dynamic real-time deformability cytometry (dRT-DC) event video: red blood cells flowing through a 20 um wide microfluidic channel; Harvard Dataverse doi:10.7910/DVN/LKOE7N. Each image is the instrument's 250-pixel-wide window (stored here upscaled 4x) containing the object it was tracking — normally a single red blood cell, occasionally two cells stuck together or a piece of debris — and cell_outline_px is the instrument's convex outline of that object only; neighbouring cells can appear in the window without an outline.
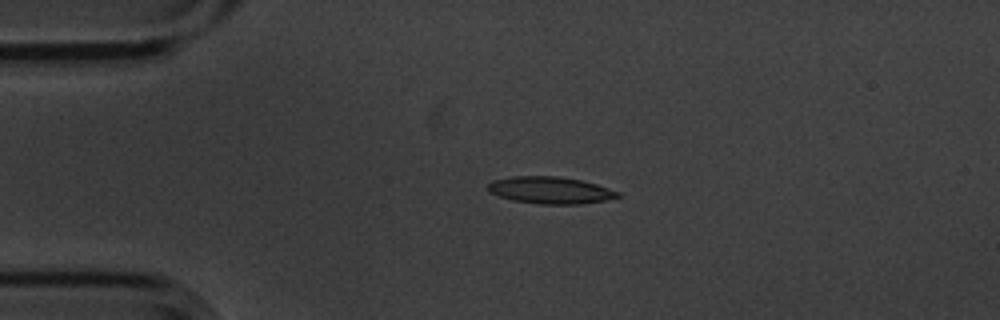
{"species": "common noctule bat (a hibernating species)", "species_latin": "Nyctalus noctula", "temperature_condition": "cold", "stored_images_in_passage": 4, "camera_frame_rate_fps": 3000, "um_per_image_px": 0.085, "animal": {"sex": "male", "body_mass_g": 20.1, "forearm_length_mm": 53.5}, "frame": {"image": 1, "passage_image": 3, "time_ms": 0.667, "image_size_px": [1000, 320], "cell_outline_px": [[620, 196], [608, 200], [580, 204], [540, 204], [512, 200], [488, 192], [488, 184], [492, 180], [512, 176], [560, 176], [580, 180], [596, 184], [620, 192]], "centroid_in_image_um": [46.77, 16.17], "position_along_channel_um": 38.2, "area_um2": 20.46}}